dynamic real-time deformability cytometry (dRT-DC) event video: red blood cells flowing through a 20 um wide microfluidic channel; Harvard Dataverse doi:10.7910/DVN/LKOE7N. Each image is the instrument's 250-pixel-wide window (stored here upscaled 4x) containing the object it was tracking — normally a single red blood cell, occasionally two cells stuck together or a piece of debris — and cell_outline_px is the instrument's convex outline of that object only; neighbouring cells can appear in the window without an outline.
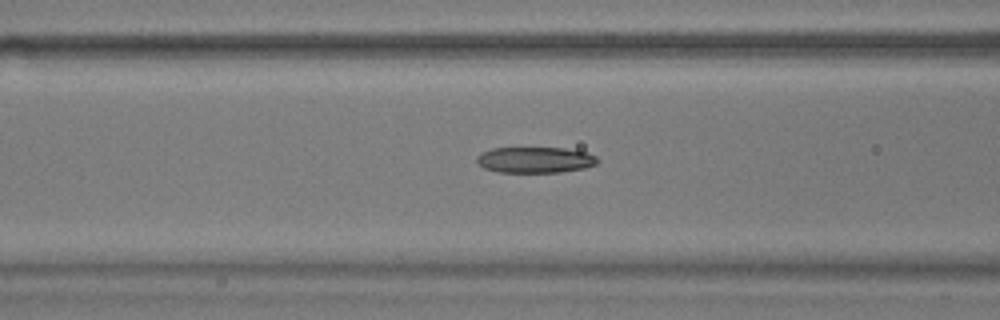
{"species": "common noctule bat (a hibernating species)", "species_latin": "Nyctalus noctula", "temperature_condition": "warm", "stored_images_in_passage": 49, "camera_frame_rate_fps": 3000, "um_per_image_px": 0.085, "animal": {"sex": "male", "body_mass_g": 17.9}, "frame": {"image": 1, "passage_image": 21, "time_ms": 6.667, "image_size_px": [1000, 320], "cell_outline_px": [[600, 160], [596, 164], [584, 168], [560, 172], [496, 172], [484, 168], [476, 160], [476, 156], [480, 152], [492, 148], [564, 148], [588, 152], [596, 156]], "centroid_in_image_um": [45.48, 13.58], "position_along_channel_um": 121.1, "area_um2": 18.38}}
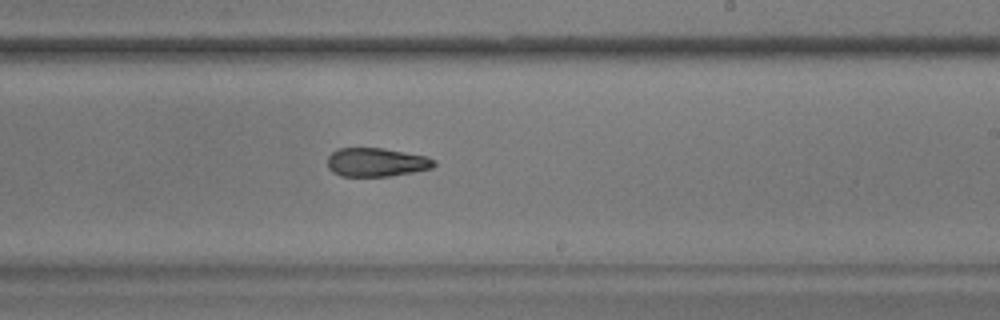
{"frame": {"image": 2, "passage_image": 32, "time_ms": 10.333, "image_size_px": [1000, 320], "cell_outline_px": [[436, 164], [432, 168], [412, 172], [388, 176], [340, 176], [332, 172], [328, 168], [328, 156], [332, 152], [340, 148], [384, 148], [424, 156], [436, 160]], "centroid_in_image_um": [31.97, 13.79], "position_along_channel_um": 257.0, "area_um2": 17.74}}
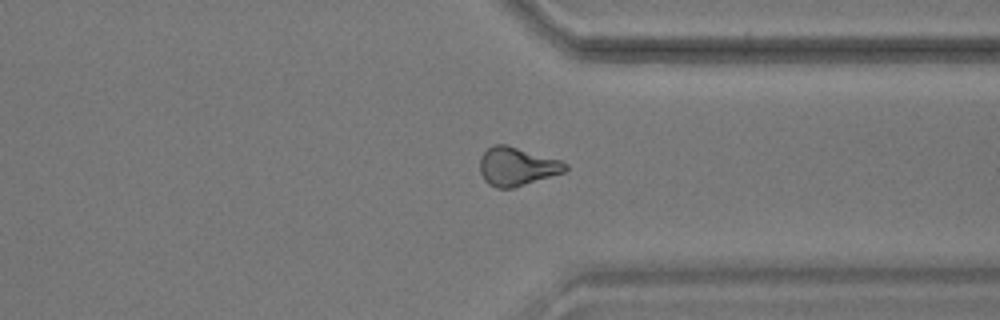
{"frame": {"image": 3, "passage_image": 41, "time_ms": 13.333, "image_size_px": [1000, 320], "cell_outline_px": [[568, 168], [564, 172], [512, 188], [496, 188], [488, 184], [484, 180], [480, 172], [480, 156], [488, 148], [496, 144], [504, 144], [560, 160], [568, 164]], "centroid_in_image_um": [43.91, 14.15], "position_along_channel_um": 367.5, "area_um2": 18.96}, "authors_computed_cell_mechanics": {"area_um2": 18.7272, "velocity_mm_per_s": 3.7119, "shape_relaxation_time_tau1_ms": null, "shape_relaxation_time_tau2_ms": 3.9645, "deformation_change_tau1": null, "deformation_change_tau2": 0.1276}}